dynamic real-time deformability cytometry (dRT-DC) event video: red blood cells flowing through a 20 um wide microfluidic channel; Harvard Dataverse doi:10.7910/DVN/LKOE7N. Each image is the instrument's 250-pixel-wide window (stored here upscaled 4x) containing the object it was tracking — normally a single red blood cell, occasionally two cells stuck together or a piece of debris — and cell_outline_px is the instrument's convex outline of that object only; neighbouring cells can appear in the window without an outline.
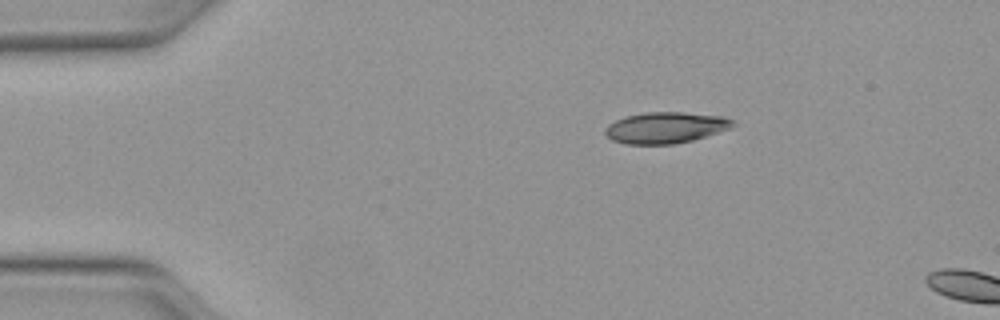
{"species": "Egyptian fruit bat (a non-hibernating species)", "species_latin": "Rousettus aegyptiacus", "temperature_condition": "warm", "stored_images_in_passage": 4, "camera_frame_rate_fps": 3000, "um_per_image_px": 0.085, "animal": {"sex": "female"}, "frame": {"image": 1, "passage_image": 1, "time_ms": 0.0, "image_size_px": [1000, 320], "cell_outline_px": [[736, 124], [732, 128], [692, 140], [672, 144], [624, 144], [612, 140], [604, 132], [604, 128], [608, 124], [624, 116], [648, 112], [684, 112], [724, 116], [732, 120]], "centroid_in_image_um": [56.57, 10.84], "position_along_channel_um": 28.4, "area_um2": 23.29}}